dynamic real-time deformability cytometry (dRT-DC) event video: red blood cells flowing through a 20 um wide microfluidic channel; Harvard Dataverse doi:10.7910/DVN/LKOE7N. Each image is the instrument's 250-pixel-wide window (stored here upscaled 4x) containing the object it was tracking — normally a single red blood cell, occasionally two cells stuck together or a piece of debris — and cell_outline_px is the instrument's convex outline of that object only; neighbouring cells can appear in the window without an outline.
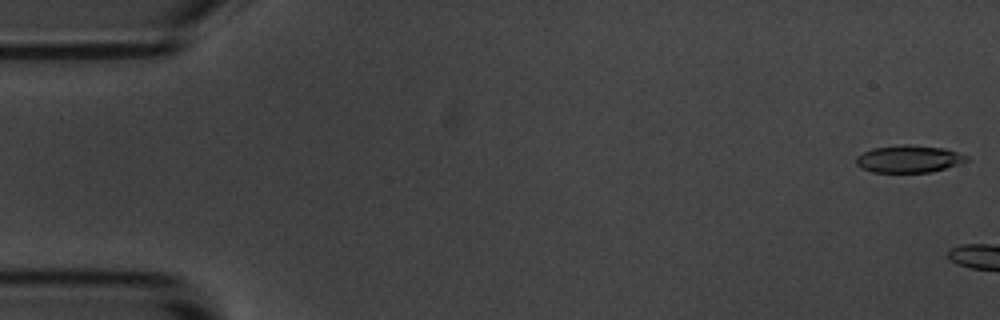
{"species": "common noctule bat (a hibernating species)", "species_latin": "Nyctalus noctula", "temperature_condition": "room temperature", "stored_images_in_passage": 3, "camera_frame_rate_fps": 3000, "um_per_image_px": 0.085, "animal": {"sex": "male", "body_mass_g": 20.1, "forearm_length_mm": 53.5}, "frame": {"image": 1, "passage_image": 1, "time_ms": 0.0, "image_size_px": [1000, 320], "cell_outline_px": [[968, 160], [960, 164], [932, 172], [872, 172], [860, 168], [856, 164], [856, 156], [872, 148], [904, 144], [944, 148], [968, 156]], "centroid_in_image_um": [77.23, 13.51], "position_along_channel_um": 7.8, "area_um2": 17.57}}